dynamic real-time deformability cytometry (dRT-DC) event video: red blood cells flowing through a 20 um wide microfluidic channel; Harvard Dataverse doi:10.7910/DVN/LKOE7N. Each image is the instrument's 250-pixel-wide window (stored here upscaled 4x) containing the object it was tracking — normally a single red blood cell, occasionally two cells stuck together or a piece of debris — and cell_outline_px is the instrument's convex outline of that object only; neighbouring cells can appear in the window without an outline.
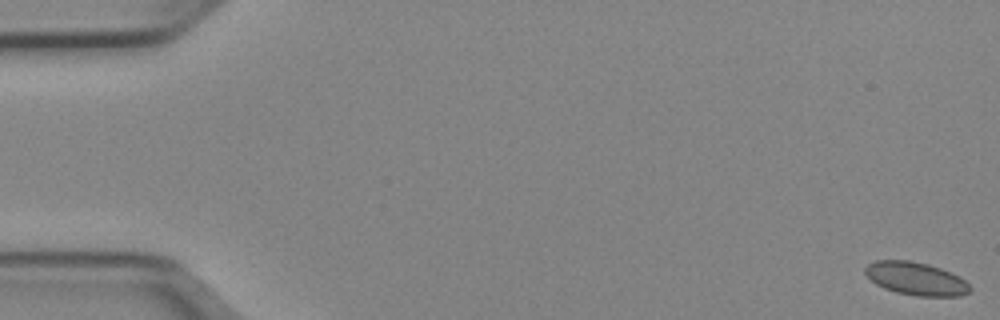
{"species": "Egyptian fruit bat (a non-hibernating species)", "species_latin": "Rousettus aegyptiacus", "temperature_condition": "cold", "stored_images_in_passage": 52, "camera_frame_rate_fps": 3000, "um_per_image_px": 0.085, "animal": {"sex": "female"}, "frame": {"image": 1, "passage_image": 1, "time_ms": 0.0, "image_size_px": [1000, 320], "cell_outline_px": [[972, 288], [968, 292], [960, 296], [916, 296], [896, 292], [884, 288], [876, 284], [864, 272], [864, 268], [868, 264], [876, 260], [908, 260], [928, 264], [952, 272], [960, 276]], "centroid_in_image_um": [77.86, 23.68], "position_along_channel_um": 7.1, "area_um2": 20.17}}
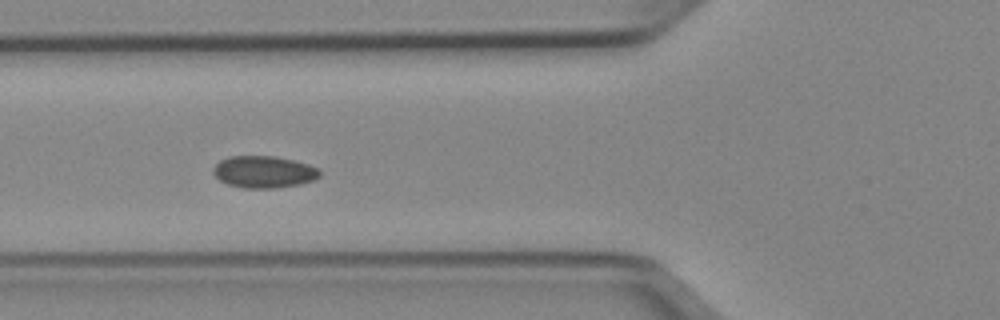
{"frame": {"image": 2, "passage_image": 20, "time_ms": 6.333, "image_size_px": [1000, 320], "cell_outline_px": [[320, 176], [312, 180], [300, 184], [276, 188], [244, 188], [228, 184], [220, 180], [212, 172], [212, 168], [220, 160], [228, 156], [276, 156], [308, 164], [320, 168]], "centroid_in_image_um": [22.42, 14.6], "position_along_channel_um": 103.4, "area_um2": 19.88}}
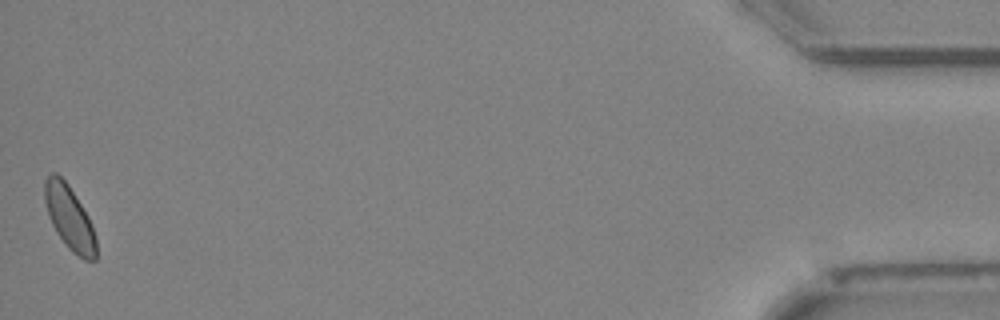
{"frame": {"image": 3, "passage_image": 52, "time_ms": 17.0, "image_size_px": [1000, 320], "cell_outline_px": [[96, 260], [84, 260], [72, 252], [68, 248], [56, 232], [48, 216], [44, 200], [44, 180], [52, 172], [56, 172], [68, 184], [88, 216], [92, 224], [96, 236]], "centroid_in_image_um": [5.9, 18.51], "position_along_channel_um": 429.3, "area_um2": 19.25}}